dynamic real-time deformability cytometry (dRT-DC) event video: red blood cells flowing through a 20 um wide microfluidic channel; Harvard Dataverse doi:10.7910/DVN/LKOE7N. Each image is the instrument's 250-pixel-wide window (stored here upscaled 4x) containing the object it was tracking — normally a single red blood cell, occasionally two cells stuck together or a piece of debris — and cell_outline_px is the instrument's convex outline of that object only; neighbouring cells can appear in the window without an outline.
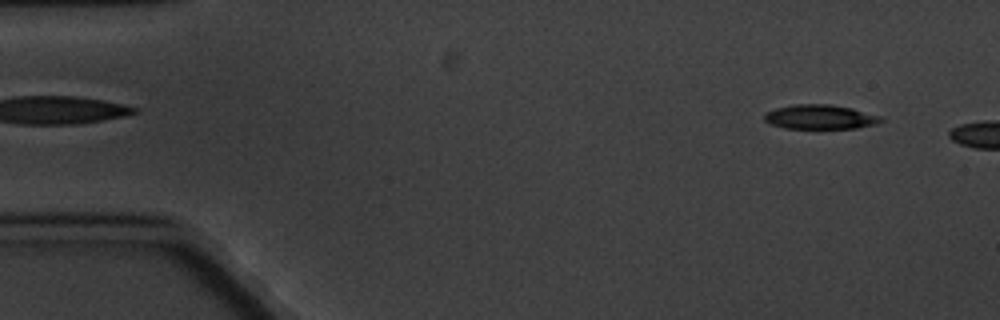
{"species": "common noctule bat (a hibernating species)", "species_latin": "Nyctalus noctula", "temperature_condition": "cold", "stored_images_in_passage": 3, "camera_frame_rate_fps": 3000, "um_per_image_px": 0.085, "animal": {"sex": "male", "body_mass_g": 20.1, "forearm_length_mm": 53.5}, "frame": {"image": 1, "passage_image": 2, "time_ms": 1.333, "image_size_px": [1000, 320], "cell_outline_px": [[884, 120], [876, 124], [856, 128], [784, 128], [772, 124], [764, 120], [764, 112], [776, 108], [792, 104], [832, 104], [852, 108], [880, 116]], "centroid_in_image_um": [69.69, 9.93], "position_along_channel_um": 15.3, "area_um2": 16.59}}